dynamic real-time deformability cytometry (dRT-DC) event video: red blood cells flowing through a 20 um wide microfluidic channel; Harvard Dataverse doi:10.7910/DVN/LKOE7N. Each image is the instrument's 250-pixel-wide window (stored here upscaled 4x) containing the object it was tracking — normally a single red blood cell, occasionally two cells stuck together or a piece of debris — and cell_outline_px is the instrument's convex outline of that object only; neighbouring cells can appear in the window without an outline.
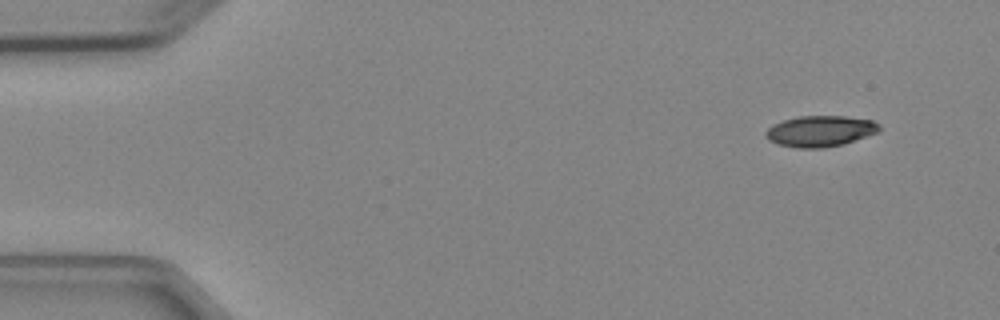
{"species": "Egyptian fruit bat (a non-hibernating species)", "species_latin": "Rousettus aegyptiacus", "temperature_condition": "cold", "stored_images_in_passage": 4, "camera_frame_rate_fps": 3000, "um_per_image_px": 0.085, "animal": {"sex": "female"}, "frame": {"image": 1, "passage_image": 1, "time_ms": 0.0, "image_size_px": [1000, 320], "cell_outline_px": [[880, 132], [844, 144], [824, 148], [796, 148], [776, 144], [768, 140], [764, 136], [764, 132], [772, 124], [784, 120], [800, 116], [844, 116], [872, 120], [880, 124]], "centroid_in_image_um": [69.71, 11.16], "position_along_channel_um": 15.3, "area_um2": 20.81}}
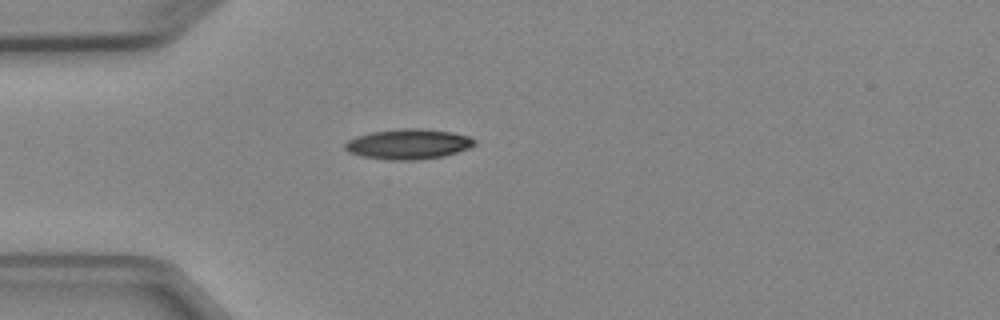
{"frame": {"image": 2, "passage_image": 4, "time_ms": 3.333, "image_size_px": [1000, 320], "cell_outline_px": [[476, 144], [468, 148], [444, 156], [416, 160], [392, 160], [364, 156], [348, 152], [344, 148], [344, 144], [348, 140], [356, 136], [372, 132], [400, 128], [424, 128], [452, 132], [468, 136], [476, 140]], "centroid_in_image_um": [34.71, 12.23], "position_along_channel_um": 50.3, "area_um2": 22.77}}